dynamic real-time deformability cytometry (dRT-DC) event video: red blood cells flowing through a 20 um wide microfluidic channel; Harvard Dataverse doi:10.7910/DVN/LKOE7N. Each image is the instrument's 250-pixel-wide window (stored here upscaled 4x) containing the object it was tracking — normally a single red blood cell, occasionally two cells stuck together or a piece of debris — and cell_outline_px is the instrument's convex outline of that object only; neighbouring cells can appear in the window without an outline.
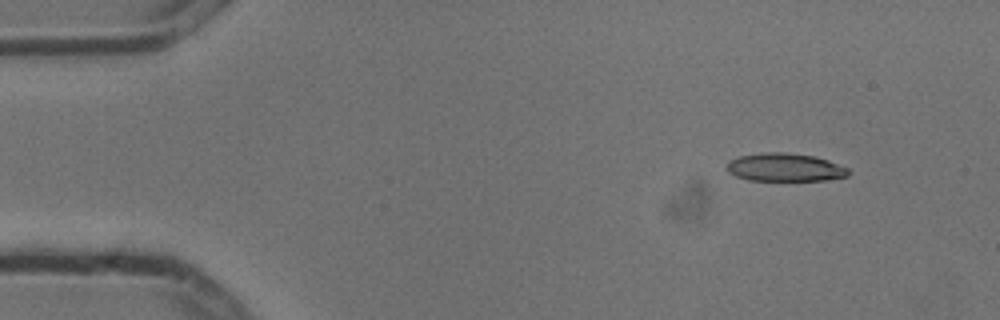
{"species": "common noctule bat (a hibernating species)", "species_latin": "Nyctalus noctula", "temperature_condition": "cold", "stored_images_in_passage": 5, "camera_frame_rate_fps": 3000, "um_per_image_px": 0.085, "animal": {"sex": "male", "body_mass_g": 13.3}, "frame": {"image": 1, "passage_image": 2, "time_ms": 0.333, "image_size_px": [1000, 320], "cell_outline_px": [[848, 176], [824, 180], [748, 180], [736, 176], [728, 172], [724, 168], [728, 160], [740, 156], [768, 152], [784, 152], [812, 156], [828, 160], [848, 168]], "centroid_in_image_um": [66.66, 14.22], "position_along_channel_um": 18.3, "area_um2": 19.83}}
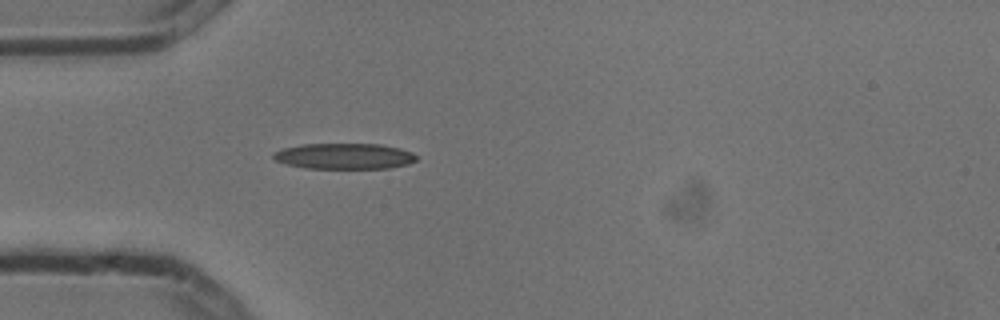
{"frame": {"image": 2, "passage_image": 5, "time_ms": 1.333, "image_size_px": [1000, 320], "cell_outline_px": [[416, 160], [408, 164], [388, 168], [308, 168], [288, 164], [276, 160], [272, 156], [272, 152], [284, 148], [300, 144], [380, 144], [400, 148], [412, 152], [416, 156]], "centroid_in_image_um": [29.27, 13.26], "position_along_channel_um": 55.7, "area_um2": 21.39}}